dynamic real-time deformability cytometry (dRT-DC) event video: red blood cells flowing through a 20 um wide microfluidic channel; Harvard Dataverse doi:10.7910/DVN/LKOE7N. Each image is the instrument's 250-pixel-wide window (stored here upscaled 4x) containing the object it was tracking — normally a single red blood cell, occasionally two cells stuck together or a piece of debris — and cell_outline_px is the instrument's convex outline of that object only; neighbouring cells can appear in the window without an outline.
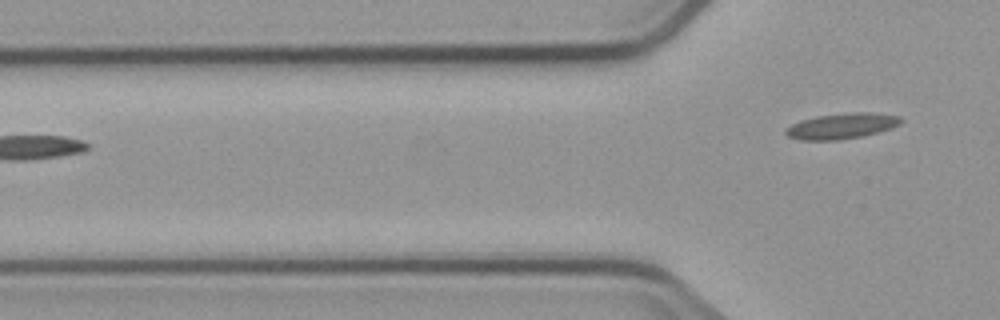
{"species": "common noctule bat (a hibernating species)", "species_latin": "Nyctalus noctula", "temperature_condition": "cold", "stored_images_in_passage": 3, "camera_frame_rate_fps": 3000, "um_per_image_px": 0.085, "animal": {"sex": "male", "body_mass_g": 23.1, "forearm_length_mm": 52.7}, "frame": {"image": 1, "passage_image": 3, "time_ms": 3.333, "image_size_px": [1000, 320], "cell_outline_px": [[904, 120], [900, 124], [892, 128], [860, 136], [836, 140], [800, 140], [788, 136], [784, 132], [784, 128], [800, 120], [816, 116], [848, 112], [872, 112], [900, 116]], "centroid_in_image_um": [71.53, 10.69], "position_along_channel_um": 54.3, "area_um2": 17.28}}